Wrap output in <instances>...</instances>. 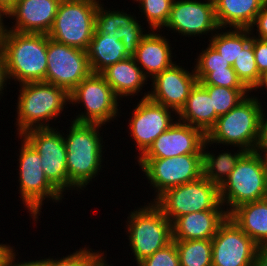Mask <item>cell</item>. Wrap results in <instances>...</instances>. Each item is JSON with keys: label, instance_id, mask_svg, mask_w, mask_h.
<instances>
[{"label": "cell", "instance_id": "6da1fadb", "mask_svg": "<svg viewBox=\"0 0 267 266\" xmlns=\"http://www.w3.org/2000/svg\"><path fill=\"white\" fill-rule=\"evenodd\" d=\"M68 121L71 124L66 130L67 134L63 132L67 152L68 192L71 190L72 195L75 190L79 195L90 182L93 183L92 179L96 181L95 177L103 170L105 142L101 135L103 132L100 131L104 125Z\"/></svg>", "mask_w": 267, "mask_h": 266}, {"label": "cell", "instance_id": "7a4b0ae2", "mask_svg": "<svg viewBox=\"0 0 267 266\" xmlns=\"http://www.w3.org/2000/svg\"><path fill=\"white\" fill-rule=\"evenodd\" d=\"M250 95L228 113L218 117L206 134L205 141L210 147L216 149L217 145H225L245 151L259 150L263 102L257 95Z\"/></svg>", "mask_w": 267, "mask_h": 266}, {"label": "cell", "instance_id": "3957f363", "mask_svg": "<svg viewBox=\"0 0 267 266\" xmlns=\"http://www.w3.org/2000/svg\"><path fill=\"white\" fill-rule=\"evenodd\" d=\"M19 87L14 123L18 136L31 129L53 128V119L57 121L63 111L65 116L69 94L63 88L46 82H28Z\"/></svg>", "mask_w": 267, "mask_h": 266}, {"label": "cell", "instance_id": "277c9868", "mask_svg": "<svg viewBox=\"0 0 267 266\" xmlns=\"http://www.w3.org/2000/svg\"><path fill=\"white\" fill-rule=\"evenodd\" d=\"M47 42L48 34L21 33L5 27L0 49L5 56L10 82L14 80L17 85L45 82Z\"/></svg>", "mask_w": 267, "mask_h": 266}, {"label": "cell", "instance_id": "5b68a950", "mask_svg": "<svg viewBox=\"0 0 267 266\" xmlns=\"http://www.w3.org/2000/svg\"><path fill=\"white\" fill-rule=\"evenodd\" d=\"M266 193L267 154L262 150L246 151L219 187L220 202L228 215L242 204L265 199Z\"/></svg>", "mask_w": 267, "mask_h": 266}, {"label": "cell", "instance_id": "8992f818", "mask_svg": "<svg viewBox=\"0 0 267 266\" xmlns=\"http://www.w3.org/2000/svg\"><path fill=\"white\" fill-rule=\"evenodd\" d=\"M125 224L126 239L135 259L132 262L136 265L173 241L172 223L154 202L135 207Z\"/></svg>", "mask_w": 267, "mask_h": 266}, {"label": "cell", "instance_id": "52a82bcc", "mask_svg": "<svg viewBox=\"0 0 267 266\" xmlns=\"http://www.w3.org/2000/svg\"><path fill=\"white\" fill-rule=\"evenodd\" d=\"M21 141L17 154V167L19 193L22 201L29 213V218L37 224L40 221L42 206L47 201L61 203L64 196L46 178L39 153L21 135L17 136ZM45 200V201H44Z\"/></svg>", "mask_w": 267, "mask_h": 266}, {"label": "cell", "instance_id": "ba28073f", "mask_svg": "<svg viewBox=\"0 0 267 266\" xmlns=\"http://www.w3.org/2000/svg\"><path fill=\"white\" fill-rule=\"evenodd\" d=\"M119 100L100 73H91L69 93V104H72V107L84 106V111L80 113L76 111L74 114L76 116L71 120L104 126L112 121L115 122L114 120L122 116L119 107L122 103Z\"/></svg>", "mask_w": 267, "mask_h": 266}, {"label": "cell", "instance_id": "9c48e42d", "mask_svg": "<svg viewBox=\"0 0 267 266\" xmlns=\"http://www.w3.org/2000/svg\"><path fill=\"white\" fill-rule=\"evenodd\" d=\"M101 1L61 0L49 38L87 51L95 32V15Z\"/></svg>", "mask_w": 267, "mask_h": 266}, {"label": "cell", "instance_id": "30bf717a", "mask_svg": "<svg viewBox=\"0 0 267 266\" xmlns=\"http://www.w3.org/2000/svg\"><path fill=\"white\" fill-rule=\"evenodd\" d=\"M154 203L171 223L192 212L225 210L220 202L219 187L210 183L204 176L167 189Z\"/></svg>", "mask_w": 267, "mask_h": 266}, {"label": "cell", "instance_id": "8fae6325", "mask_svg": "<svg viewBox=\"0 0 267 266\" xmlns=\"http://www.w3.org/2000/svg\"><path fill=\"white\" fill-rule=\"evenodd\" d=\"M138 166L154 190V202L167 189L195 181L203 176L202 154H185L172 158L137 159ZM145 174V175H144Z\"/></svg>", "mask_w": 267, "mask_h": 266}, {"label": "cell", "instance_id": "7c38bea8", "mask_svg": "<svg viewBox=\"0 0 267 266\" xmlns=\"http://www.w3.org/2000/svg\"><path fill=\"white\" fill-rule=\"evenodd\" d=\"M91 73L87 51L58 43L48 36L46 83L69 94Z\"/></svg>", "mask_w": 267, "mask_h": 266}, {"label": "cell", "instance_id": "4fadbf2b", "mask_svg": "<svg viewBox=\"0 0 267 266\" xmlns=\"http://www.w3.org/2000/svg\"><path fill=\"white\" fill-rule=\"evenodd\" d=\"M62 131L56 127L31 129L22 136L39 153L48 181L65 196L68 192V172L66 145Z\"/></svg>", "mask_w": 267, "mask_h": 266}, {"label": "cell", "instance_id": "5bb4252c", "mask_svg": "<svg viewBox=\"0 0 267 266\" xmlns=\"http://www.w3.org/2000/svg\"><path fill=\"white\" fill-rule=\"evenodd\" d=\"M133 107L132 112H129L131 116L130 119L128 118L127 129L129 128V137L132 138L135 149L139 152L135 158L137 160L164 131L177 121L178 115L173 109L155 103L149 98H141Z\"/></svg>", "mask_w": 267, "mask_h": 266}, {"label": "cell", "instance_id": "9a60e30c", "mask_svg": "<svg viewBox=\"0 0 267 266\" xmlns=\"http://www.w3.org/2000/svg\"><path fill=\"white\" fill-rule=\"evenodd\" d=\"M166 27V28H165ZM182 37H212L219 29L213 0H174L170 16L163 27Z\"/></svg>", "mask_w": 267, "mask_h": 266}, {"label": "cell", "instance_id": "2e32d148", "mask_svg": "<svg viewBox=\"0 0 267 266\" xmlns=\"http://www.w3.org/2000/svg\"><path fill=\"white\" fill-rule=\"evenodd\" d=\"M212 241V266H254L258 245L228 216Z\"/></svg>", "mask_w": 267, "mask_h": 266}, {"label": "cell", "instance_id": "e0dca14e", "mask_svg": "<svg viewBox=\"0 0 267 266\" xmlns=\"http://www.w3.org/2000/svg\"><path fill=\"white\" fill-rule=\"evenodd\" d=\"M179 64V65H178ZM188 68L180 66V63H174L170 68L165 69L156 75L151 81L150 89L143 94L142 99L149 98L155 103L164 105L173 109L177 114L185 106L191 90L198 83L194 66L191 71Z\"/></svg>", "mask_w": 267, "mask_h": 266}, {"label": "cell", "instance_id": "ac0fdd59", "mask_svg": "<svg viewBox=\"0 0 267 266\" xmlns=\"http://www.w3.org/2000/svg\"><path fill=\"white\" fill-rule=\"evenodd\" d=\"M205 138L206 135L199 128L177 119L138 159H162L185 154H202Z\"/></svg>", "mask_w": 267, "mask_h": 266}, {"label": "cell", "instance_id": "d6986e66", "mask_svg": "<svg viewBox=\"0 0 267 266\" xmlns=\"http://www.w3.org/2000/svg\"><path fill=\"white\" fill-rule=\"evenodd\" d=\"M60 2L61 0H17L5 15V19L13 20L12 26L6 25V28L21 33L48 34L54 24Z\"/></svg>", "mask_w": 267, "mask_h": 266}, {"label": "cell", "instance_id": "ffe728a7", "mask_svg": "<svg viewBox=\"0 0 267 266\" xmlns=\"http://www.w3.org/2000/svg\"><path fill=\"white\" fill-rule=\"evenodd\" d=\"M147 30V35L137 47L134 59L145 77L151 80L177 61H173L176 55H172L175 53L172 52L174 48L171 47L173 44L170 43L169 38L165 34L162 36L160 30Z\"/></svg>", "mask_w": 267, "mask_h": 266}, {"label": "cell", "instance_id": "44dd1931", "mask_svg": "<svg viewBox=\"0 0 267 266\" xmlns=\"http://www.w3.org/2000/svg\"><path fill=\"white\" fill-rule=\"evenodd\" d=\"M227 217L226 210H206L182 215L172 223L173 240L212 239Z\"/></svg>", "mask_w": 267, "mask_h": 266}, {"label": "cell", "instance_id": "7402d4cb", "mask_svg": "<svg viewBox=\"0 0 267 266\" xmlns=\"http://www.w3.org/2000/svg\"><path fill=\"white\" fill-rule=\"evenodd\" d=\"M106 82L111 86L115 95L122 99L140 96L146 84L150 85L149 80L137 65L134 57H127L113 65L108 66L100 73ZM122 98V99H121Z\"/></svg>", "mask_w": 267, "mask_h": 266}, {"label": "cell", "instance_id": "603a6c76", "mask_svg": "<svg viewBox=\"0 0 267 266\" xmlns=\"http://www.w3.org/2000/svg\"><path fill=\"white\" fill-rule=\"evenodd\" d=\"M219 28L250 29L267 0H213Z\"/></svg>", "mask_w": 267, "mask_h": 266}, {"label": "cell", "instance_id": "cb8c5ba5", "mask_svg": "<svg viewBox=\"0 0 267 266\" xmlns=\"http://www.w3.org/2000/svg\"><path fill=\"white\" fill-rule=\"evenodd\" d=\"M177 115L180 122L199 128L205 135L219 117L209 93L199 83L191 90L185 106Z\"/></svg>", "mask_w": 267, "mask_h": 266}, {"label": "cell", "instance_id": "d4e9b609", "mask_svg": "<svg viewBox=\"0 0 267 266\" xmlns=\"http://www.w3.org/2000/svg\"><path fill=\"white\" fill-rule=\"evenodd\" d=\"M228 216L258 246L267 245V198L242 204Z\"/></svg>", "mask_w": 267, "mask_h": 266}, {"label": "cell", "instance_id": "484cf974", "mask_svg": "<svg viewBox=\"0 0 267 266\" xmlns=\"http://www.w3.org/2000/svg\"><path fill=\"white\" fill-rule=\"evenodd\" d=\"M92 73H101L108 66L127 58L124 45L112 33H95L87 50Z\"/></svg>", "mask_w": 267, "mask_h": 266}, {"label": "cell", "instance_id": "4316f807", "mask_svg": "<svg viewBox=\"0 0 267 266\" xmlns=\"http://www.w3.org/2000/svg\"><path fill=\"white\" fill-rule=\"evenodd\" d=\"M210 145L204 141L202 150L203 176L213 184L220 187L234 170L240 157L246 152L239 148L237 151L232 150L217 152L209 150ZM209 150V151H208ZM215 151V153L213 152ZM233 152V153H232ZM217 154V155H216Z\"/></svg>", "mask_w": 267, "mask_h": 266}, {"label": "cell", "instance_id": "83f0119b", "mask_svg": "<svg viewBox=\"0 0 267 266\" xmlns=\"http://www.w3.org/2000/svg\"><path fill=\"white\" fill-rule=\"evenodd\" d=\"M250 29L219 28L208 42L232 66L240 50L251 40Z\"/></svg>", "mask_w": 267, "mask_h": 266}, {"label": "cell", "instance_id": "f1b7e54d", "mask_svg": "<svg viewBox=\"0 0 267 266\" xmlns=\"http://www.w3.org/2000/svg\"><path fill=\"white\" fill-rule=\"evenodd\" d=\"M180 266H212L211 239L174 240Z\"/></svg>", "mask_w": 267, "mask_h": 266}, {"label": "cell", "instance_id": "f546056e", "mask_svg": "<svg viewBox=\"0 0 267 266\" xmlns=\"http://www.w3.org/2000/svg\"><path fill=\"white\" fill-rule=\"evenodd\" d=\"M84 245L78 250L76 249L71 254L66 256L55 258L54 256H49L48 258L40 259L43 262L44 266H107L108 262L106 259V251L102 252L101 250H93ZM101 251V252H100ZM105 253V254H104Z\"/></svg>", "mask_w": 267, "mask_h": 266}, {"label": "cell", "instance_id": "4dcf8cb0", "mask_svg": "<svg viewBox=\"0 0 267 266\" xmlns=\"http://www.w3.org/2000/svg\"><path fill=\"white\" fill-rule=\"evenodd\" d=\"M124 11L125 10H123V24L115 30L114 37H117L119 41L123 43L127 57H134L138 45L148 32L143 26L145 22H143V24L141 23L143 20L140 21L134 14L131 15V12L129 14Z\"/></svg>", "mask_w": 267, "mask_h": 266}, {"label": "cell", "instance_id": "1f68e13d", "mask_svg": "<svg viewBox=\"0 0 267 266\" xmlns=\"http://www.w3.org/2000/svg\"><path fill=\"white\" fill-rule=\"evenodd\" d=\"M238 79L250 91L253 92L259 84L261 75L259 74L257 64L255 62L254 49L251 40L240 50V54L236 57L232 65Z\"/></svg>", "mask_w": 267, "mask_h": 266}, {"label": "cell", "instance_id": "d6a6232c", "mask_svg": "<svg viewBox=\"0 0 267 266\" xmlns=\"http://www.w3.org/2000/svg\"><path fill=\"white\" fill-rule=\"evenodd\" d=\"M210 95L213 108L218 116L228 113L251 92L247 88H226L201 85Z\"/></svg>", "mask_w": 267, "mask_h": 266}, {"label": "cell", "instance_id": "836d02e7", "mask_svg": "<svg viewBox=\"0 0 267 266\" xmlns=\"http://www.w3.org/2000/svg\"><path fill=\"white\" fill-rule=\"evenodd\" d=\"M174 0H141L138 3L139 12L144 15L148 28L151 30L163 31V27L167 23ZM145 17V18H144Z\"/></svg>", "mask_w": 267, "mask_h": 266}, {"label": "cell", "instance_id": "e575fe53", "mask_svg": "<svg viewBox=\"0 0 267 266\" xmlns=\"http://www.w3.org/2000/svg\"><path fill=\"white\" fill-rule=\"evenodd\" d=\"M200 85H212L226 88H246L238 79L233 68L213 70L211 72H195Z\"/></svg>", "mask_w": 267, "mask_h": 266}, {"label": "cell", "instance_id": "d590c367", "mask_svg": "<svg viewBox=\"0 0 267 266\" xmlns=\"http://www.w3.org/2000/svg\"><path fill=\"white\" fill-rule=\"evenodd\" d=\"M100 2L95 15V33H112L123 24V9L110 10ZM108 9V10H107Z\"/></svg>", "mask_w": 267, "mask_h": 266}, {"label": "cell", "instance_id": "8d00e7d4", "mask_svg": "<svg viewBox=\"0 0 267 266\" xmlns=\"http://www.w3.org/2000/svg\"><path fill=\"white\" fill-rule=\"evenodd\" d=\"M206 49L199 52L197 58H194L195 72H211L213 70H220L225 68H232V66L220 55V53L209 43Z\"/></svg>", "mask_w": 267, "mask_h": 266}, {"label": "cell", "instance_id": "74e56055", "mask_svg": "<svg viewBox=\"0 0 267 266\" xmlns=\"http://www.w3.org/2000/svg\"><path fill=\"white\" fill-rule=\"evenodd\" d=\"M137 266H180L179 253L173 240L151 256L140 261Z\"/></svg>", "mask_w": 267, "mask_h": 266}, {"label": "cell", "instance_id": "f35d334b", "mask_svg": "<svg viewBox=\"0 0 267 266\" xmlns=\"http://www.w3.org/2000/svg\"><path fill=\"white\" fill-rule=\"evenodd\" d=\"M255 62L260 75L267 72V40L252 36Z\"/></svg>", "mask_w": 267, "mask_h": 266}, {"label": "cell", "instance_id": "ab89813d", "mask_svg": "<svg viewBox=\"0 0 267 266\" xmlns=\"http://www.w3.org/2000/svg\"><path fill=\"white\" fill-rule=\"evenodd\" d=\"M250 31L252 36L267 40V2L263 5L261 10L257 14L256 19L250 28Z\"/></svg>", "mask_w": 267, "mask_h": 266}, {"label": "cell", "instance_id": "60d3db41", "mask_svg": "<svg viewBox=\"0 0 267 266\" xmlns=\"http://www.w3.org/2000/svg\"><path fill=\"white\" fill-rule=\"evenodd\" d=\"M15 246H12L10 250L4 255V257L1 260L0 266H44L43 262L39 259L35 260H21L18 259L16 256H19L18 250H15ZM17 252V253H16ZM18 254V255H17Z\"/></svg>", "mask_w": 267, "mask_h": 266}, {"label": "cell", "instance_id": "b9f144b4", "mask_svg": "<svg viewBox=\"0 0 267 266\" xmlns=\"http://www.w3.org/2000/svg\"><path fill=\"white\" fill-rule=\"evenodd\" d=\"M7 84H10V81L7 75L6 60L3 51L0 49V100L5 93L4 89L7 88Z\"/></svg>", "mask_w": 267, "mask_h": 266}, {"label": "cell", "instance_id": "7bdbcfd3", "mask_svg": "<svg viewBox=\"0 0 267 266\" xmlns=\"http://www.w3.org/2000/svg\"><path fill=\"white\" fill-rule=\"evenodd\" d=\"M259 150H262L267 154V113L264 107L262 108L261 141Z\"/></svg>", "mask_w": 267, "mask_h": 266}, {"label": "cell", "instance_id": "ee69618b", "mask_svg": "<svg viewBox=\"0 0 267 266\" xmlns=\"http://www.w3.org/2000/svg\"><path fill=\"white\" fill-rule=\"evenodd\" d=\"M254 266H267V245L258 246Z\"/></svg>", "mask_w": 267, "mask_h": 266}, {"label": "cell", "instance_id": "f6af8a7d", "mask_svg": "<svg viewBox=\"0 0 267 266\" xmlns=\"http://www.w3.org/2000/svg\"><path fill=\"white\" fill-rule=\"evenodd\" d=\"M17 0H0V11L6 15L16 4Z\"/></svg>", "mask_w": 267, "mask_h": 266}, {"label": "cell", "instance_id": "bcb514c9", "mask_svg": "<svg viewBox=\"0 0 267 266\" xmlns=\"http://www.w3.org/2000/svg\"><path fill=\"white\" fill-rule=\"evenodd\" d=\"M263 90L266 89L265 91L267 92V72H265L263 75H261V79L259 84L255 87L253 90L254 92H257L258 90Z\"/></svg>", "mask_w": 267, "mask_h": 266}, {"label": "cell", "instance_id": "7dc6e473", "mask_svg": "<svg viewBox=\"0 0 267 266\" xmlns=\"http://www.w3.org/2000/svg\"><path fill=\"white\" fill-rule=\"evenodd\" d=\"M6 18L5 15L0 11V47H1V43H2V37H3V33L6 27V22L4 21Z\"/></svg>", "mask_w": 267, "mask_h": 266}, {"label": "cell", "instance_id": "c3c4849f", "mask_svg": "<svg viewBox=\"0 0 267 266\" xmlns=\"http://www.w3.org/2000/svg\"><path fill=\"white\" fill-rule=\"evenodd\" d=\"M11 247V244L9 245L7 243H0V263L4 255L10 250Z\"/></svg>", "mask_w": 267, "mask_h": 266}, {"label": "cell", "instance_id": "681fc988", "mask_svg": "<svg viewBox=\"0 0 267 266\" xmlns=\"http://www.w3.org/2000/svg\"><path fill=\"white\" fill-rule=\"evenodd\" d=\"M134 1H135L136 3H139L141 0H133V2H134Z\"/></svg>", "mask_w": 267, "mask_h": 266}]
</instances>
